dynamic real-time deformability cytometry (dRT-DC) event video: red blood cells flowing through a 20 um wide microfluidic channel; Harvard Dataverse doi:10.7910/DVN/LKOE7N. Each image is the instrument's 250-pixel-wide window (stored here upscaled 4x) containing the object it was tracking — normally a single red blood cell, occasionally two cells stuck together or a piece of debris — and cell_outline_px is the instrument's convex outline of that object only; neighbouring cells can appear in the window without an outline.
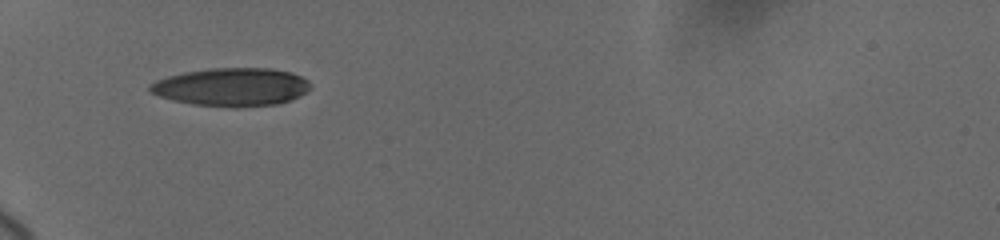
{"species": "human", "species_latin": "Homo sapiens", "temperature_condition": "cold", "stored_images_in_passage": 65, "camera_frame_rate_fps": 3000, "um_per_image_px": 0.085, "donor": {"sex": "female"}, "frame": {"image": 1, "passage_image": 1, "time_ms": 0.0, "image_size_px": [1000, 240], "cell_outline_px": [[312, 88], [308, 92], [292, 100], [276, 104], [236, 108], [232, 108], [192, 104], [172, 100], [160, 96], [152, 92], [148, 88], [148, 84], [156, 80], [168, 76], [184, 72], [208, 68], [272, 68], [292, 72], [308, 80], [312, 84]], "centroid_in_image_um": [19.73, 7.4], "position_along_channel_um": 65.3, "area_um2": 36.24}}
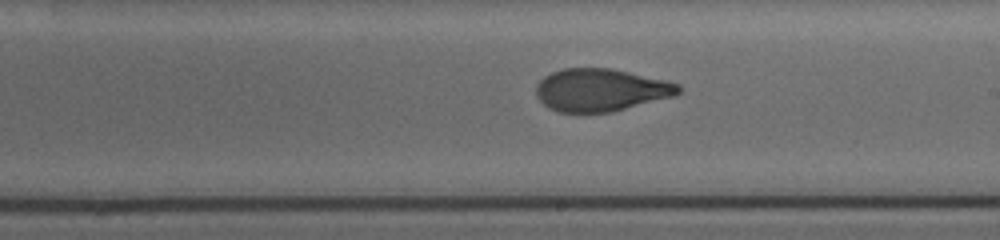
{"frame": {"image": 2, "passage_image": 27, "time_ms": 5.0, "image_size_px": [1000, 240], "cell_outline_px": [[680, 92], [676, 96], [612, 112], [556, 112], [548, 108], [536, 96], [536, 84], [544, 76], [552, 72], [564, 68], [612, 68], [664, 80], [680, 84]], "centroid_in_image_um": [51.06, 7.65], "position_along_channel_um": 237.9, "area_um2": 35.49}}
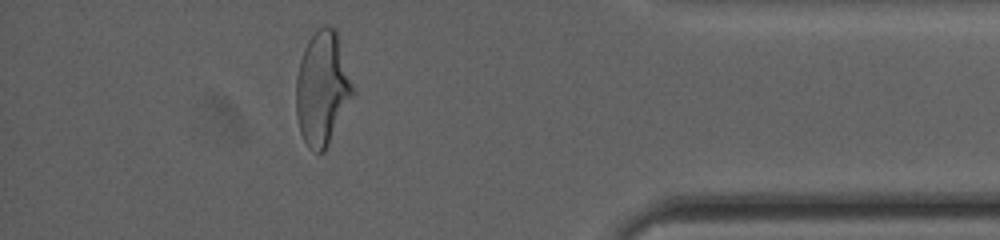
{"frame": {"image": 3, "passage_image": 55, "time_ms": 10.333, "image_size_px": [1000, 240], "cell_outline_px": [[356, 92], [324, 152], [316, 152], [308, 148], [300, 132], [296, 116], [296, 76], [300, 60], [304, 48], [308, 40], [316, 28], [324, 24], [336, 28]], "centroid_in_image_um": [27.41, 7.48], "position_along_channel_um": 407.8, "area_um2": 38.15}, "authors_computed_cell_mechanics": {"area_um2": 36.8186, "velocity_mm_per_s": 3.6626, "shape_relaxation_time_tau1_ms": 4.6587, "shape_relaxation_time_tau2_ms": 1.3572, "deformation_change_tau1": 0.1914, "deformation_change_tau2": 0.0755}}